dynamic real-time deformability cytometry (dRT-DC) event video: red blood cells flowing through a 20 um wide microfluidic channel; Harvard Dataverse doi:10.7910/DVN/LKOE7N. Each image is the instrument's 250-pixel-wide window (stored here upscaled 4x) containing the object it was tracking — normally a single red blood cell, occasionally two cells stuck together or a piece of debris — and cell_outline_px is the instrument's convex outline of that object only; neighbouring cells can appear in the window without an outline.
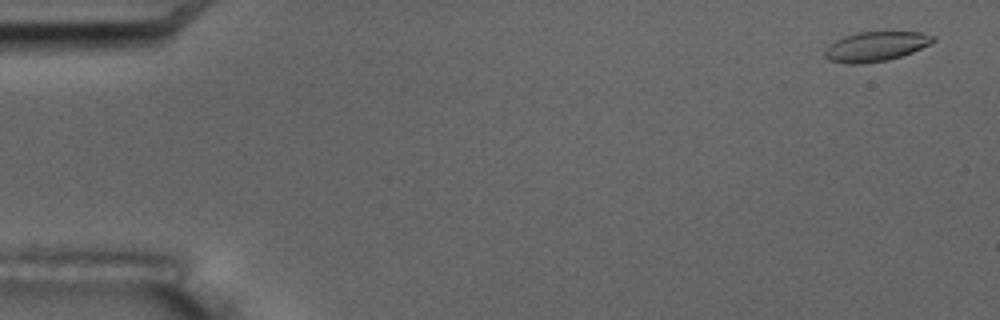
{"species": "common noctule bat (a hibernating species)", "species_latin": "Nyctalus noctula", "temperature_condition": "room temperature", "stored_images_in_passage": 5, "camera_frame_rate_fps": 3000, "um_per_image_px": 0.085, "animal": {"sex": "male", "body_mass_g": 17.5, "forearm_length_mm": 52.3}, "frame": {"image": 1, "passage_image": 1, "time_ms": 0.0, "image_size_px": [1000, 320], "cell_outline_px": [[936, 40], [912, 52], [888, 60], [860, 64], [848, 64], [828, 60], [824, 56], [824, 52], [828, 44], [844, 36], [856, 32], [920, 32], [936, 36]], "centroid_in_image_um": [74.4, 3.95], "position_along_channel_um": 10.6, "area_um2": 18.73}}
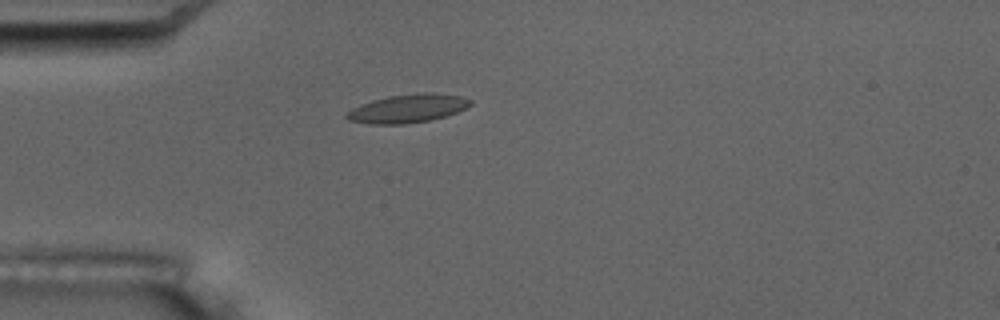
{"frame": {"image": 2, "passage_image": 5, "time_ms": 4.667, "image_size_px": [1000, 320], "cell_outline_px": [[472, 104], [468, 108], [444, 116], [428, 120], [404, 124], [368, 124], [348, 120], [344, 116], [352, 108], [360, 104], [372, 100], [388, 96], [424, 92], [432, 92], [460, 96], [472, 100]], "centroid_in_image_um": [34.65, 9.21], "position_along_channel_um": 50.4, "area_um2": 20.52}}